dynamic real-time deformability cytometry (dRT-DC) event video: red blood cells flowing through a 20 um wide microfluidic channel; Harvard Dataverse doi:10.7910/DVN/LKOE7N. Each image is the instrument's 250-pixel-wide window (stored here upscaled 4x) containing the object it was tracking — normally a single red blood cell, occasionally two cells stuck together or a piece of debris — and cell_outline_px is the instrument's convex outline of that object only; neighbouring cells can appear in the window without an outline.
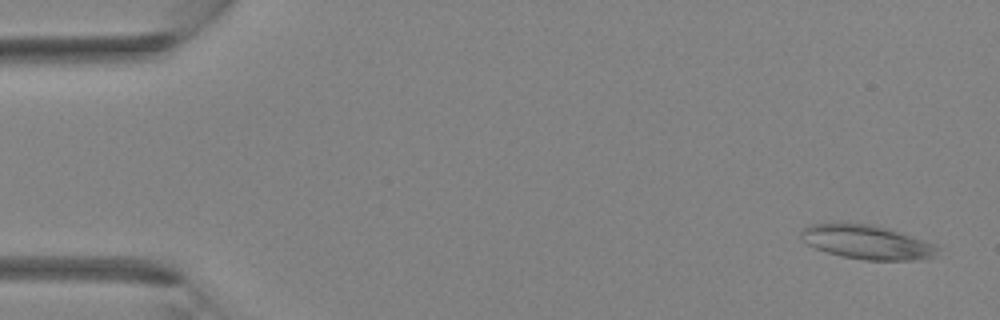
{"species": "Egyptian fruit bat (a non-hibernating species)", "species_latin": "Rousettus aegyptiacus", "temperature_condition": "room temperature", "stored_images_in_passage": 4, "camera_frame_rate_fps": 3000, "um_per_image_px": 0.085, "animal": {"sex": "female"}, "frame": {"image": 1, "passage_image": 1, "time_ms": 0.0, "image_size_px": [1000, 320], "cell_outline_px": [[940, 248], [936, 256], [920, 260], [864, 260], [844, 256], [828, 252], [816, 248], [808, 244], [800, 236], [800, 232], [808, 224], [840, 220], [872, 224], [888, 228], [900, 232], [932, 244]], "centroid_in_image_um": [73.63, 20.54], "position_along_channel_um": 11.4, "area_um2": 27.57}}
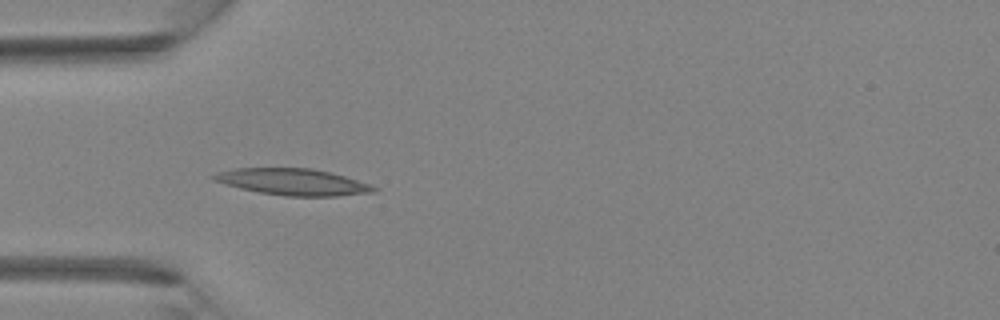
{"frame": {"image": 2, "passage_image": 4, "time_ms": 3.333, "image_size_px": [1000, 320], "cell_outline_px": [[380, 188], [376, 192], [336, 196], [284, 196], [260, 192], [240, 188], [212, 180], [208, 176], [216, 172], [236, 168], [312, 168], [344, 176], [372, 184]], "centroid_in_image_um": [24.9, 15.46], "position_along_channel_um": 60.1, "area_um2": 24.85}}